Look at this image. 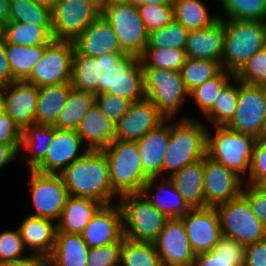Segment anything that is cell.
<instances>
[{"instance_id": "32", "label": "cell", "mask_w": 266, "mask_h": 266, "mask_svg": "<svg viewBox=\"0 0 266 266\" xmlns=\"http://www.w3.org/2000/svg\"><path fill=\"white\" fill-rule=\"evenodd\" d=\"M245 245L223 236L208 252L195 255L193 266H244Z\"/></svg>"}, {"instance_id": "4", "label": "cell", "mask_w": 266, "mask_h": 266, "mask_svg": "<svg viewBox=\"0 0 266 266\" xmlns=\"http://www.w3.org/2000/svg\"><path fill=\"white\" fill-rule=\"evenodd\" d=\"M222 69L235 74L266 45V24L258 20H224Z\"/></svg>"}, {"instance_id": "23", "label": "cell", "mask_w": 266, "mask_h": 266, "mask_svg": "<svg viewBox=\"0 0 266 266\" xmlns=\"http://www.w3.org/2000/svg\"><path fill=\"white\" fill-rule=\"evenodd\" d=\"M224 20L218 18L210 26L189 31L185 52L187 58L213 60L221 64L224 50Z\"/></svg>"}, {"instance_id": "55", "label": "cell", "mask_w": 266, "mask_h": 266, "mask_svg": "<svg viewBox=\"0 0 266 266\" xmlns=\"http://www.w3.org/2000/svg\"><path fill=\"white\" fill-rule=\"evenodd\" d=\"M13 81H16L12 77V72L9 66L5 51V39L0 42V89L8 86Z\"/></svg>"}, {"instance_id": "44", "label": "cell", "mask_w": 266, "mask_h": 266, "mask_svg": "<svg viewBox=\"0 0 266 266\" xmlns=\"http://www.w3.org/2000/svg\"><path fill=\"white\" fill-rule=\"evenodd\" d=\"M235 77V74L222 69L215 77L207 80L189 92L198 109L203 114L213 105L221 90Z\"/></svg>"}, {"instance_id": "52", "label": "cell", "mask_w": 266, "mask_h": 266, "mask_svg": "<svg viewBox=\"0 0 266 266\" xmlns=\"http://www.w3.org/2000/svg\"><path fill=\"white\" fill-rule=\"evenodd\" d=\"M241 195L248 201L252 213L266 227V189L262 185H248Z\"/></svg>"}, {"instance_id": "62", "label": "cell", "mask_w": 266, "mask_h": 266, "mask_svg": "<svg viewBox=\"0 0 266 266\" xmlns=\"http://www.w3.org/2000/svg\"><path fill=\"white\" fill-rule=\"evenodd\" d=\"M33 1L36 2L37 4L47 6L51 10L55 7V4L57 2V0H33Z\"/></svg>"}, {"instance_id": "59", "label": "cell", "mask_w": 266, "mask_h": 266, "mask_svg": "<svg viewBox=\"0 0 266 266\" xmlns=\"http://www.w3.org/2000/svg\"><path fill=\"white\" fill-rule=\"evenodd\" d=\"M256 139L258 142L266 141V117L264 118L260 126Z\"/></svg>"}, {"instance_id": "20", "label": "cell", "mask_w": 266, "mask_h": 266, "mask_svg": "<svg viewBox=\"0 0 266 266\" xmlns=\"http://www.w3.org/2000/svg\"><path fill=\"white\" fill-rule=\"evenodd\" d=\"M89 248L109 245L124 237L123 216L118 204L102 205L81 233Z\"/></svg>"}, {"instance_id": "21", "label": "cell", "mask_w": 266, "mask_h": 266, "mask_svg": "<svg viewBox=\"0 0 266 266\" xmlns=\"http://www.w3.org/2000/svg\"><path fill=\"white\" fill-rule=\"evenodd\" d=\"M4 111L23 131L35 124V112L38 100V87L26 81H13L0 89Z\"/></svg>"}, {"instance_id": "27", "label": "cell", "mask_w": 266, "mask_h": 266, "mask_svg": "<svg viewBox=\"0 0 266 266\" xmlns=\"http://www.w3.org/2000/svg\"><path fill=\"white\" fill-rule=\"evenodd\" d=\"M170 179L191 209L205 208L204 157L183 167L174 173Z\"/></svg>"}, {"instance_id": "24", "label": "cell", "mask_w": 266, "mask_h": 266, "mask_svg": "<svg viewBox=\"0 0 266 266\" xmlns=\"http://www.w3.org/2000/svg\"><path fill=\"white\" fill-rule=\"evenodd\" d=\"M167 121L169 119L136 141L142 169L149 178H159L162 175V163L171 135V123L167 124Z\"/></svg>"}, {"instance_id": "66", "label": "cell", "mask_w": 266, "mask_h": 266, "mask_svg": "<svg viewBox=\"0 0 266 266\" xmlns=\"http://www.w3.org/2000/svg\"><path fill=\"white\" fill-rule=\"evenodd\" d=\"M262 186L266 189V182Z\"/></svg>"}, {"instance_id": "49", "label": "cell", "mask_w": 266, "mask_h": 266, "mask_svg": "<svg viewBox=\"0 0 266 266\" xmlns=\"http://www.w3.org/2000/svg\"><path fill=\"white\" fill-rule=\"evenodd\" d=\"M122 241L90 248L86 266H120Z\"/></svg>"}, {"instance_id": "51", "label": "cell", "mask_w": 266, "mask_h": 266, "mask_svg": "<svg viewBox=\"0 0 266 266\" xmlns=\"http://www.w3.org/2000/svg\"><path fill=\"white\" fill-rule=\"evenodd\" d=\"M248 175L249 185L266 182V141L256 142Z\"/></svg>"}, {"instance_id": "47", "label": "cell", "mask_w": 266, "mask_h": 266, "mask_svg": "<svg viewBox=\"0 0 266 266\" xmlns=\"http://www.w3.org/2000/svg\"><path fill=\"white\" fill-rule=\"evenodd\" d=\"M137 7L148 33L161 29L173 20L172 4H145Z\"/></svg>"}, {"instance_id": "60", "label": "cell", "mask_w": 266, "mask_h": 266, "mask_svg": "<svg viewBox=\"0 0 266 266\" xmlns=\"http://www.w3.org/2000/svg\"><path fill=\"white\" fill-rule=\"evenodd\" d=\"M136 5H145V4H172L167 0H135L134 2Z\"/></svg>"}, {"instance_id": "14", "label": "cell", "mask_w": 266, "mask_h": 266, "mask_svg": "<svg viewBox=\"0 0 266 266\" xmlns=\"http://www.w3.org/2000/svg\"><path fill=\"white\" fill-rule=\"evenodd\" d=\"M266 117V86L248 85L238 81L236 112L227 128L257 137Z\"/></svg>"}, {"instance_id": "35", "label": "cell", "mask_w": 266, "mask_h": 266, "mask_svg": "<svg viewBox=\"0 0 266 266\" xmlns=\"http://www.w3.org/2000/svg\"><path fill=\"white\" fill-rule=\"evenodd\" d=\"M173 20L189 31L203 29L218 19L209 15L207 6L201 0H174Z\"/></svg>"}, {"instance_id": "5", "label": "cell", "mask_w": 266, "mask_h": 266, "mask_svg": "<svg viewBox=\"0 0 266 266\" xmlns=\"http://www.w3.org/2000/svg\"><path fill=\"white\" fill-rule=\"evenodd\" d=\"M102 151L108 161L113 191L119 197L141 193L149 177L142 169L137 143L115 140Z\"/></svg>"}, {"instance_id": "25", "label": "cell", "mask_w": 266, "mask_h": 266, "mask_svg": "<svg viewBox=\"0 0 266 266\" xmlns=\"http://www.w3.org/2000/svg\"><path fill=\"white\" fill-rule=\"evenodd\" d=\"M87 150L102 151L116 140V123L95 104L76 130ZM87 140V141H86Z\"/></svg>"}, {"instance_id": "64", "label": "cell", "mask_w": 266, "mask_h": 266, "mask_svg": "<svg viewBox=\"0 0 266 266\" xmlns=\"http://www.w3.org/2000/svg\"><path fill=\"white\" fill-rule=\"evenodd\" d=\"M94 1L96 4H98L100 6V9H103V0H92Z\"/></svg>"}, {"instance_id": "17", "label": "cell", "mask_w": 266, "mask_h": 266, "mask_svg": "<svg viewBox=\"0 0 266 266\" xmlns=\"http://www.w3.org/2000/svg\"><path fill=\"white\" fill-rule=\"evenodd\" d=\"M154 244L163 266H193L195 254L180 218H169Z\"/></svg>"}, {"instance_id": "45", "label": "cell", "mask_w": 266, "mask_h": 266, "mask_svg": "<svg viewBox=\"0 0 266 266\" xmlns=\"http://www.w3.org/2000/svg\"><path fill=\"white\" fill-rule=\"evenodd\" d=\"M189 30L172 20L161 29L149 32L145 48H177L185 49Z\"/></svg>"}, {"instance_id": "54", "label": "cell", "mask_w": 266, "mask_h": 266, "mask_svg": "<svg viewBox=\"0 0 266 266\" xmlns=\"http://www.w3.org/2000/svg\"><path fill=\"white\" fill-rule=\"evenodd\" d=\"M244 266H266V238L245 246Z\"/></svg>"}, {"instance_id": "42", "label": "cell", "mask_w": 266, "mask_h": 266, "mask_svg": "<svg viewBox=\"0 0 266 266\" xmlns=\"http://www.w3.org/2000/svg\"><path fill=\"white\" fill-rule=\"evenodd\" d=\"M222 5L223 20H258L266 19V0H217Z\"/></svg>"}, {"instance_id": "41", "label": "cell", "mask_w": 266, "mask_h": 266, "mask_svg": "<svg viewBox=\"0 0 266 266\" xmlns=\"http://www.w3.org/2000/svg\"><path fill=\"white\" fill-rule=\"evenodd\" d=\"M221 70L222 67L218 61L187 58L180 69V74L190 92L215 77Z\"/></svg>"}, {"instance_id": "38", "label": "cell", "mask_w": 266, "mask_h": 266, "mask_svg": "<svg viewBox=\"0 0 266 266\" xmlns=\"http://www.w3.org/2000/svg\"><path fill=\"white\" fill-rule=\"evenodd\" d=\"M120 266H163L152 242L135 241L123 237Z\"/></svg>"}, {"instance_id": "12", "label": "cell", "mask_w": 266, "mask_h": 266, "mask_svg": "<svg viewBox=\"0 0 266 266\" xmlns=\"http://www.w3.org/2000/svg\"><path fill=\"white\" fill-rule=\"evenodd\" d=\"M101 15L92 0H57L52 9L54 39L74 40Z\"/></svg>"}, {"instance_id": "40", "label": "cell", "mask_w": 266, "mask_h": 266, "mask_svg": "<svg viewBox=\"0 0 266 266\" xmlns=\"http://www.w3.org/2000/svg\"><path fill=\"white\" fill-rule=\"evenodd\" d=\"M9 21L52 27V10L33 0H10Z\"/></svg>"}, {"instance_id": "19", "label": "cell", "mask_w": 266, "mask_h": 266, "mask_svg": "<svg viewBox=\"0 0 266 266\" xmlns=\"http://www.w3.org/2000/svg\"><path fill=\"white\" fill-rule=\"evenodd\" d=\"M166 119L149 99L132 102L127 113L116 123V140L136 142Z\"/></svg>"}, {"instance_id": "63", "label": "cell", "mask_w": 266, "mask_h": 266, "mask_svg": "<svg viewBox=\"0 0 266 266\" xmlns=\"http://www.w3.org/2000/svg\"><path fill=\"white\" fill-rule=\"evenodd\" d=\"M4 40V24L0 22V42Z\"/></svg>"}, {"instance_id": "6", "label": "cell", "mask_w": 266, "mask_h": 266, "mask_svg": "<svg viewBox=\"0 0 266 266\" xmlns=\"http://www.w3.org/2000/svg\"><path fill=\"white\" fill-rule=\"evenodd\" d=\"M118 204L123 216L124 237L135 241L154 243L169 219L142 193L122 195Z\"/></svg>"}, {"instance_id": "33", "label": "cell", "mask_w": 266, "mask_h": 266, "mask_svg": "<svg viewBox=\"0 0 266 266\" xmlns=\"http://www.w3.org/2000/svg\"><path fill=\"white\" fill-rule=\"evenodd\" d=\"M52 140L53 126L32 124L22 131L20 148L32 153L24 159L28 170H34L45 159Z\"/></svg>"}, {"instance_id": "16", "label": "cell", "mask_w": 266, "mask_h": 266, "mask_svg": "<svg viewBox=\"0 0 266 266\" xmlns=\"http://www.w3.org/2000/svg\"><path fill=\"white\" fill-rule=\"evenodd\" d=\"M244 177L204 156L205 207L216 208L242 193Z\"/></svg>"}, {"instance_id": "15", "label": "cell", "mask_w": 266, "mask_h": 266, "mask_svg": "<svg viewBox=\"0 0 266 266\" xmlns=\"http://www.w3.org/2000/svg\"><path fill=\"white\" fill-rule=\"evenodd\" d=\"M180 219L195 255L211 251L223 237L216 208H193Z\"/></svg>"}, {"instance_id": "46", "label": "cell", "mask_w": 266, "mask_h": 266, "mask_svg": "<svg viewBox=\"0 0 266 266\" xmlns=\"http://www.w3.org/2000/svg\"><path fill=\"white\" fill-rule=\"evenodd\" d=\"M243 84L266 86V48L259 50L235 73Z\"/></svg>"}, {"instance_id": "50", "label": "cell", "mask_w": 266, "mask_h": 266, "mask_svg": "<svg viewBox=\"0 0 266 266\" xmlns=\"http://www.w3.org/2000/svg\"><path fill=\"white\" fill-rule=\"evenodd\" d=\"M95 103L101 111L117 123L129 110L131 101L109 93L95 94Z\"/></svg>"}, {"instance_id": "48", "label": "cell", "mask_w": 266, "mask_h": 266, "mask_svg": "<svg viewBox=\"0 0 266 266\" xmlns=\"http://www.w3.org/2000/svg\"><path fill=\"white\" fill-rule=\"evenodd\" d=\"M25 250L19 228L15 231L8 230L0 233V263L28 257L23 256Z\"/></svg>"}, {"instance_id": "7", "label": "cell", "mask_w": 266, "mask_h": 266, "mask_svg": "<svg viewBox=\"0 0 266 266\" xmlns=\"http://www.w3.org/2000/svg\"><path fill=\"white\" fill-rule=\"evenodd\" d=\"M215 127L214 135L207 130L206 155L242 177L247 169L250 171V162L257 139L251 135L233 131L226 126Z\"/></svg>"}, {"instance_id": "9", "label": "cell", "mask_w": 266, "mask_h": 266, "mask_svg": "<svg viewBox=\"0 0 266 266\" xmlns=\"http://www.w3.org/2000/svg\"><path fill=\"white\" fill-rule=\"evenodd\" d=\"M101 15L113 27L121 49L140 57L148 43V31L135 3L105 6Z\"/></svg>"}, {"instance_id": "10", "label": "cell", "mask_w": 266, "mask_h": 266, "mask_svg": "<svg viewBox=\"0 0 266 266\" xmlns=\"http://www.w3.org/2000/svg\"><path fill=\"white\" fill-rule=\"evenodd\" d=\"M74 51L72 40L53 39L24 81L38 88L71 82Z\"/></svg>"}, {"instance_id": "8", "label": "cell", "mask_w": 266, "mask_h": 266, "mask_svg": "<svg viewBox=\"0 0 266 266\" xmlns=\"http://www.w3.org/2000/svg\"><path fill=\"white\" fill-rule=\"evenodd\" d=\"M146 98L167 118L173 119L189 96L180 71L141 66Z\"/></svg>"}, {"instance_id": "53", "label": "cell", "mask_w": 266, "mask_h": 266, "mask_svg": "<svg viewBox=\"0 0 266 266\" xmlns=\"http://www.w3.org/2000/svg\"><path fill=\"white\" fill-rule=\"evenodd\" d=\"M22 131L14 123L13 119L3 111L0 114V143L12 145L21 152Z\"/></svg>"}, {"instance_id": "31", "label": "cell", "mask_w": 266, "mask_h": 266, "mask_svg": "<svg viewBox=\"0 0 266 266\" xmlns=\"http://www.w3.org/2000/svg\"><path fill=\"white\" fill-rule=\"evenodd\" d=\"M157 177H150L145 183L141 193L146 197L150 203L156 207L159 211L164 213L168 218H181L183 217L191 208L184 201L183 197L178 193L173 181L169 177H164L160 184H156ZM156 184V195H150L151 187ZM166 187V188H165ZM168 188V193L171 192L170 197H167V193H163ZM166 191V192H167ZM165 194L166 197L160 196Z\"/></svg>"}, {"instance_id": "3", "label": "cell", "mask_w": 266, "mask_h": 266, "mask_svg": "<svg viewBox=\"0 0 266 266\" xmlns=\"http://www.w3.org/2000/svg\"><path fill=\"white\" fill-rule=\"evenodd\" d=\"M207 130L206 125L191 117L172 123L162 175L168 172L166 177L170 178L183 167L201 160L206 155Z\"/></svg>"}, {"instance_id": "1", "label": "cell", "mask_w": 266, "mask_h": 266, "mask_svg": "<svg viewBox=\"0 0 266 266\" xmlns=\"http://www.w3.org/2000/svg\"><path fill=\"white\" fill-rule=\"evenodd\" d=\"M71 85L77 90L109 93L131 102L146 98L140 58L126 53L88 57L74 51Z\"/></svg>"}, {"instance_id": "29", "label": "cell", "mask_w": 266, "mask_h": 266, "mask_svg": "<svg viewBox=\"0 0 266 266\" xmlns=\"http://www.w3.org/2000/svg\"><path fill=\"white\" fill-rule=\"evenodd\" d=\"M89 247L81 234L57 232L55 247L47 259L49 266H86Z\"/></svg>"}, {"instance_id": "57", "label": "cell", "mask_w": 266, "mask_h": 266, "mask_svg": "<svg viewBox=\"0 0 266 266\" xmlns=\"http://www.w3.org/2000/svg\"><path fill=\"white\" fill-rule=\"evenodd\" d=\"M19 152L9 144L0 143V169L15 159Z\"/></svg>"}, {"instance_id": "65", "label": "cell", "mask_w": 266, "mask_h": 266, "mask_svg": "<svg viewBox=\"0 0 266 266\" xmlns=\"http://www.w3.org/2000/svg\"><path fill=\"white\" fill-rule=\"evenodd\" d=\"M4 111V107L2 104V97H1V93H0V114Z\"/></svg>"}, {"instance_id": "11", "label": "cell", "mask_w": 266, "mask_h": 266, "mask_svg": "<svg viewBox=\"0 0 266 266\" xmlns=\"http://www.w3.org/2000/svg\"><path fill=\"white\" fill-rule=\"evenodd\" d=\"M223 236L248 245L266 238V227L252 213L248 201L238 196L216 207Z\"/></svg>"}, {"instance_id": "61", "label": "cell", "mask_w": 266, "mask_h": 266, "mask_svg": "<svg viewBox=\"0 0 266 266\" xmlns=\"http://www.w3.org/2000/svg\"><path fill=\"white\" fill-rule=\"evenodd\" d=\"M135 0H103V8L105 6L116 5V4H126L134 3Z\"/></svg>"}, {"instance_id": "13", "label": "cell", "mask_w": 266, "mask_h": 266, "mask_svg": "<svg viewBox=\"0 0 266 266\" xmlns=\"http://www.w3.org/2000/svg\"><path fill=\"white\" fill-rule=\"evenodd\" d=\"M33 206L36 212L31 216L59 220L67 203L69 192L61 174L41 173L29 170Z\"/></svg>"}, {"instance_id": "2", "label": "cell", "mask_w": 266, "mask_h": 266, "mask_svg": "<svg viewBox=\"0 0 266 266\" xmlns=\"http://www.w3.org/2000/svg\"><path fill=\"white\" fill-rule=\"evenodd\" d=\"M61 176L70 196L93 199L103 205L116 203L113 199L119 198L113 191L108 161L103 151L88 150Z\"/></svg>"}, {"instance_id": "26", "label": "cell", "mask_w": 266, "mask_h": 266, "mask_svg": "<svg viewBox=\"0 0 266 266\" xmlns=\"http://www.w3.org/2000/svg\"><path fill=\"white\" fill-rule=\"evenodd\" d=\"M54 223V224H53ZM19 231L25 247L35 250L33 255L48 259L55 247L57 223L47 218L27 216Z\"/></svg>"}, {"instance_id": "22", "label": "cell", "mask_w": 266, "mask_h": 266, "mask_svg": "<svg viewBox=\"0 0 266 266\" xmlns=\"http://www.w3.org/2000/svg\"><path fill=\"white\" fill-rule=\"evenodd\" d=\"M73 44L78 54L88 57L125 53L120 47L113 27L102 15L78 35Z\"/></svg>"}, {"instance_id": "28", "label": "cell", "mask_w": 266, "mask_h": 266, "mask_svg": "<svg viewBox=\"0 0 266 266\" xmlns=\"http://www.w3.org/2000/svg\"><path fill=\"white\" fill-rule=\"evenodd\" d=\"M102 205L93 199L69 196L57 222V232L81 234Z\"/></svg>"}, {"instance_id": "56", "label": "cell", "mask_w": 266, "mask_h": 266, "mask_svg": "<svg viewBox=\"0 0 266 266\" xmlns=\"http://www.w3.org/2000/svg\"><path fill=\"white\" fill-rule=\"evenodd\" d=\"M46 265H47L46 259L33 254L28 255V257H25L20 260L0 263V266H46Z\"/></svg>"}, {"instance_id": "58", "label": "cell", "mask_w": 266, "mask_h": 266, "mask_svg": "<svg viewBox=\"0 0 266 266\" xmlns=\"http://www.w3.org/2000/svg\"><path fill=\"white\" fill-rule=\"evenodd\" d=\"M10 0H0V22L4 25L9 21Z\"/></svg>"}, {"instance_id": "30", "label": "cell", "mask_w": 266, "mask_h": 266, "mask_svg": "<svg viewBox=\"0 0 266 266\" xmlns=\"http://www.w3.org/2000/svg\"><path fill=\"white\" fill-rule=\"evenodd\" d=\"M72 88L71 82L38 88L35 124L54 126Z\"/></svg>"}, {"instance_id": "34", "label": "cell", "mask_w": 266, "mask_h": 266, "mask_svg": "<svg viewBox=\"0 0 266 266\" xmlns=\"http://www.w3.org/2000/svg\"><path fill=\"white\" fill-rule=\"evenodd\" d=\"M95 104L94 93L72 88L54 127L57 129L77 130L82 118Z\"/></svg>"}, {"instance_id": "18", "label": "cell", "mask_w": 266, "mask_h": 266, "mask_svg": "<svg viewBox=\"0 0 266 266\" xmlns=\"http://www.w3.org/2000/svg\"><path fill=\"white\" fill-rule=\"evenodd\" d=\"M83 141L76 130L57 129L53 126V140L45 159L34 169L41 173L61 174L88 150L81 152Z\"/></svg>"}, {"instance_id": "36", "label": "cell", "mask_w": 266, "mask_h": 266, "mask_svg": "<svg viewBox=\"0 0 266 266\" xmlns=\"http://www.w3.org/2000/svg\"><path fill=\"white\" fill-rule=\"evenodd\" d=\"M4 39L20 46H46L53 39V27H40L24 22L8 21L4 25Z\"/></svg>"}, {"instance_id": "39", "label": "cell", "mask_w": 266, "mask_h": 266, "mask_svg": "<svg viewBox=\"0 0 266 266\" xmlns=\"http://www.w3.org/2000/svg\"><path fill=\"white\" fill-rule=\"evenodd\" d=\"M221 90L213 105L203 114L211 120L215 126H226L234 116L238 103V80L234 77Z\"/></svg>"}, {"instance_id": "43", "label": "cell", "mask_w": 266, "mask_h": 266, "mask_svg": "<svg viewBox=\"0 0 266 266\" xmlns=\"http://www.w3.org/2000/svg\"><path fill=\"white\" fill-rule=\"evenodd\" d=\"M141 66L180 71L187 57L184 49L145 48L139 57Z\"/></svg>"}, {"instance_id": "37", "label": "cell", "mask_w": 266, "mask_h": 266, "mask_svg": "<svg viewBox=\"0 0 266 266\" xmlns=\"http://www.w3.org/2000/svg\"><path fill=\"white\" fill-rule=\"evenodd\" d=\"M46 46H20L5 40V51L12 77L16 81L25 80L40 61Z\"/></svg>"}]
</instances>
